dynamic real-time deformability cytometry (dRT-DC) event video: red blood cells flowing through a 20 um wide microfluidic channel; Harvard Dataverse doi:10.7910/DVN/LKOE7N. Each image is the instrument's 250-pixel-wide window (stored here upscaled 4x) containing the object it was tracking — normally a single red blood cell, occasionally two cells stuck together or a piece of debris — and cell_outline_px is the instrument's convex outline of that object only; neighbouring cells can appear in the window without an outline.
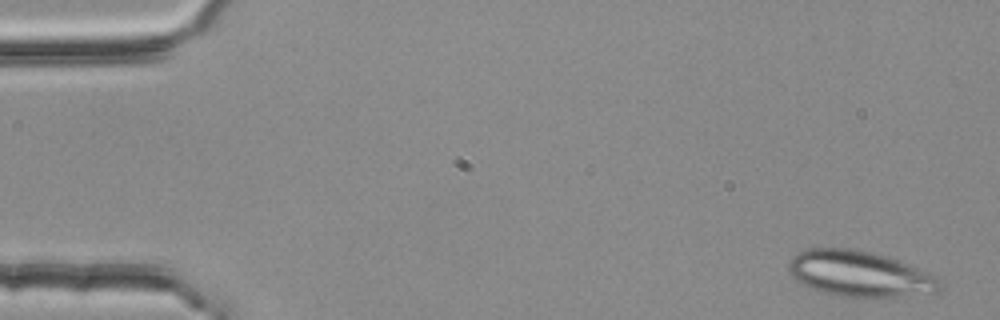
{"species": "common noctule bat (a hibernating species)", "species_latin": "Nyctalus noctula", "temperature_condition": "room temperature", "stored_images_in_passage": 5, "segment_of_instrument_passage": [2, 2], "camera_frame_rate_fps": 3000, "um_per_image_px": 0.085, "animal": {"sex": "female", "body_mass_g": 25.1}, "frame": {"image": 1, "passage_image": 5, "time_ms": 1.333, "image_size_px": [1000, 320], "cell_outline_px": [[944, 288], [936, 292], [896, 296], [840, 296], [820, 292], [800, 284], [792, 276], [788, 268], [788, 264], [792, 256], [808, 248], [852, 248], [872, 252], [896, 260], [936, 276], [940, 280]], "centroid_in_image_um": [73.02, 23.27], "position_along_channel_um": 12.0, "area_um2": 39.94}}